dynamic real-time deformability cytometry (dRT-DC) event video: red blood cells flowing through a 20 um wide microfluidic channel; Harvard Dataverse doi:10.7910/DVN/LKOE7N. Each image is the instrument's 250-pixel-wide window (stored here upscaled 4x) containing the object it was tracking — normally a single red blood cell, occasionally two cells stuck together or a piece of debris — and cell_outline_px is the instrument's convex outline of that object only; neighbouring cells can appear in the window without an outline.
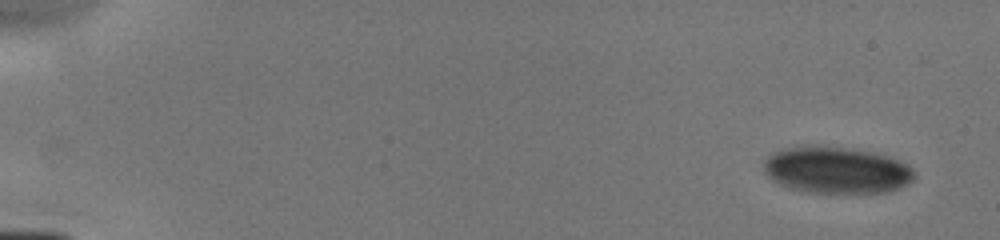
{"species": "human", "species_latin": "Homo sapiens", "temperature_condition": "cold", "stored_images_in_passage": 5, "camera_frame_rate_fps": 3000, "um_per_image_px": 0.085, "donor": {"sex": "male"}, "frame": {"image": 1, "passage_image": 1, "time_ms": 0.0, "image_size_px": [1000, 240], "cell_outline_px": [[916, 176], [908, 184], [900, 188], [888, 192], [804, 192], [788, 188], [772, 180], [764, 172], [764, 160], [772, 152], [784, 148], [816, 144], [876, 152], [888, 156], [908, 164], [916, 172]], "centroid_in_image_um": [71.1, 14.44], "position_along_channel_um": 13.9, "area_um2": 41.44}}
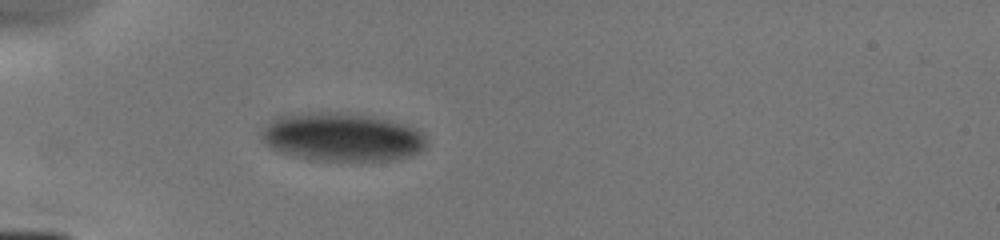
{"frame": {"image": 2, "passage_image": 5, "time_ms": 4.333, "image_size_px": [1000, 240], "cell_outline_px": [[428, 144], [420, 152], [412, 156], [396, 160], [316, 160], [296, 156], [280, 152], [264, 144], [260, 140], [260, 132], [272, 120], [280, 116], [300, 112], [348, 112], [372, 116], [404, 124], [416, 128], [424, 136]], "centroid_in_image_um": [29.07, 11.64], "position_along_channel_um": 55.9, "area_um2": 46.88}}